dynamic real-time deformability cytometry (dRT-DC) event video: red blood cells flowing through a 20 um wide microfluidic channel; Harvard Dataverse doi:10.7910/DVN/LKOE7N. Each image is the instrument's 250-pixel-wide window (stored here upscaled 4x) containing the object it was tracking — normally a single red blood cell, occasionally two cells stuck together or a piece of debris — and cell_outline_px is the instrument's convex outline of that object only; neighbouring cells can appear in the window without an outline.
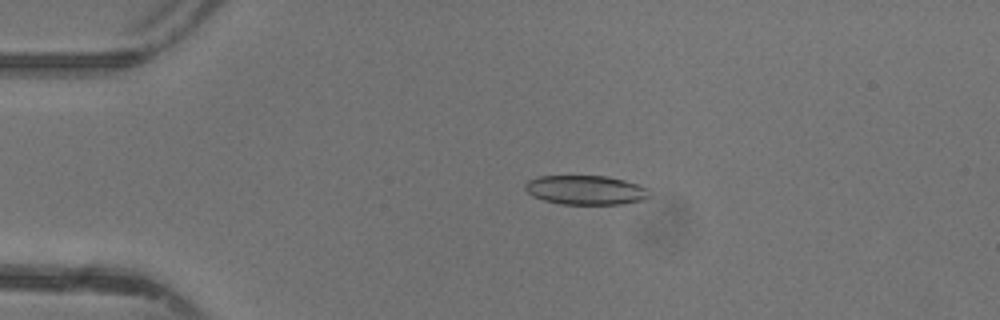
{"species": "common noctule bat (a hibernating species)", "species_latin": "Nyctalus noctula", "temperature_condition": "warm", "stored_images_in_passage": 48, "camera_frame_rate_fps": 3000, "um_per_image_px": 0.085, "animal": {"sex": "female"}, "frame": {"image": 1, "passage_image": 11, "time_ms": 3.333, "image_size_px": [1000, 320], "cell_outline_px": [[652, 196], [644, 200], [624, 204], [560, 204], [544, 200], [532, 196], [524, 188], [524, 184], [528, 180], [536, 176], [604, 176], [624, 180], [648, 188]], "centroid_in_image_um": [49.79, 16.16], "position_along_channel_um": 35.2, "area_um2": 21.39}}
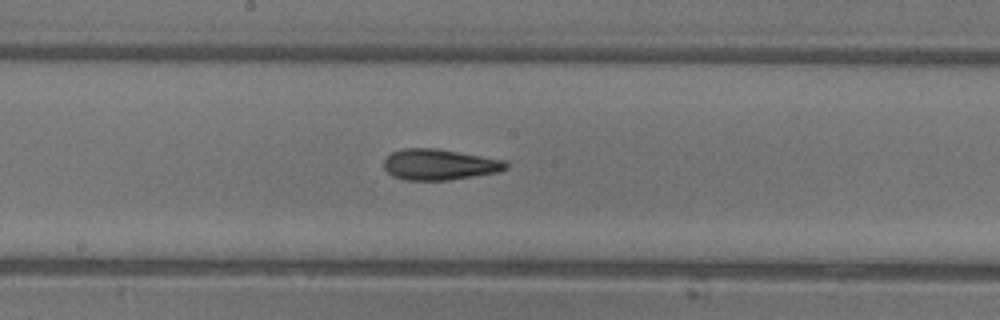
{"frame": {"image": 2, "passage_image": 26, "time_ms": 8.333, "image_size_px": [1000, 320], "cell_outline_px": [[508, 168], [500, 172], [448, 180], [404, 180], [392, 176], [384, 168], [384, 160], [392, 152], [404, 148], [436, 148], [504, 160], [508, 164]], "centroid_in_image_um": [37.35, 13.99], "position_along_channel_um": 210.9, "area_um2": 21.96}}
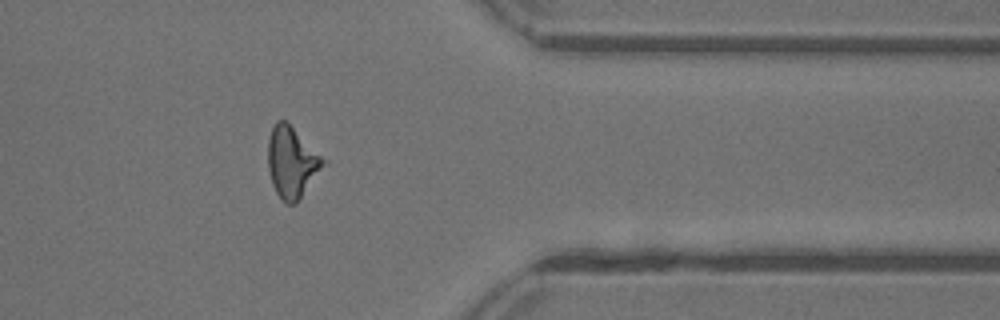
{"frame": {"image": 3, "passage_image": 39, "time_ms": 12.667, "image_size_px": [1000, 320], "cell_outline_px": [[328, 164], [296, 204], [288, 204], [280, 200], [272, 184], [268, 168], [268, 140], [272, 128], [276, 120], [288, 120], [328, 160]], "centroid_in_image_um": [24.86, 13.77], "position_along_channel_um": 386.5, "area_um2": 23.87}, "authors_computed_cell_mechanics": {"area_um2": 22.0218, "velocity_mm_per_s": 4.399, "shape_relaxation_time_tau1_ms": 4.6192, "shape_relaxation_time_tau2_ms": 4.3531, "deformation_change_tau1": 0.1517, "deformation_change_tau2": 0.176}}